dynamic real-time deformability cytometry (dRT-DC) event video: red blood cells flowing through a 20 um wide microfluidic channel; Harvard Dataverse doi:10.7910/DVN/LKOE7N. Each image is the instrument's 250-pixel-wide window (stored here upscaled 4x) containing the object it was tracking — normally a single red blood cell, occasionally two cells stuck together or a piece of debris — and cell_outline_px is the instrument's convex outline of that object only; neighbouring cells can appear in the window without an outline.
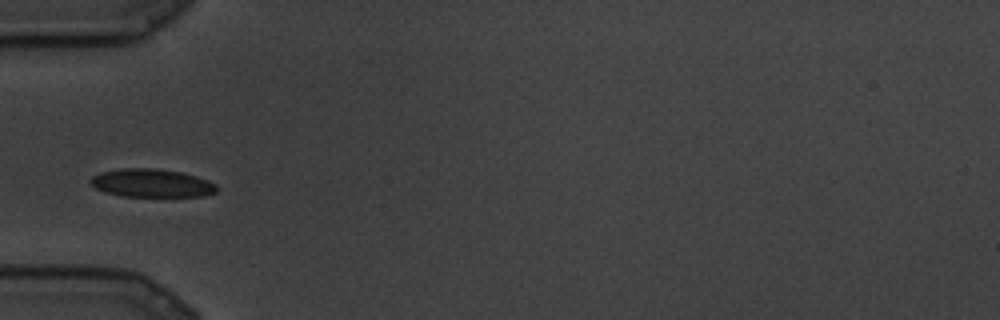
{"species": "common noctule bat (a hibernating species)", "species_latin": "Nyctalus noctula", "temperature_condition": "cold", "stored_images_in_passage": 61, "camera_frame_rate_fps": 3000, "um_per_image_px": 0.085, "animal": {"sex": "male", "body_mass_g": 19.5, "forearm_length_mm": 54.6}, "frame": {"image": 1, "passage_image": 1, "time_ms": 0.0, "image_size_px": [1000, 320], "cell_outline_px": [[216, 192], [204, 196], [120, 196], [104, 192], [96, 188], [88, 180], [92, 176], [100, 172], [120, 168], [156, 168], [180, 172], [196, 176], [208, 180], [216, 184]], "centroid_in_image_um": [12.86, 15.56], "position_along_channel_um": 72.1, "area_um2": 20.81}}